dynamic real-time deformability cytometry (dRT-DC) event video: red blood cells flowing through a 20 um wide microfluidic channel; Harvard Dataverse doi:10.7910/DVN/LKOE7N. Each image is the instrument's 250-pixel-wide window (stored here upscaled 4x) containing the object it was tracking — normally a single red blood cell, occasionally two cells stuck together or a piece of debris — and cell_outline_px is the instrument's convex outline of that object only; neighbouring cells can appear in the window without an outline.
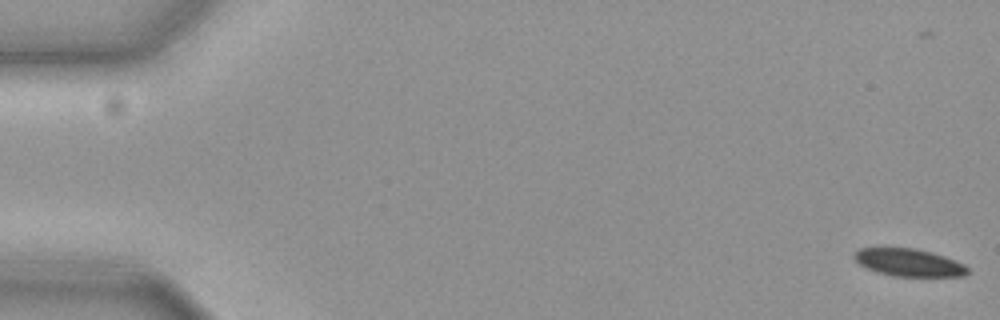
{"species": "common noctule bat (a hibernating species)", "species_latin": "Nyctalus noctula", "temperature_condition": "cold", "stored_images_in_passage": 59, "camera_frame_rate_fps": 3000, "um_per_image_px": 0.085, "animal": {"sex": "female", "body_mass_g": 19.3, "forearm_length_mm": 54.1}, "frame": {"image": 1, "passage_image": 1, "time_ms": 0.0, "image_size_px": [1000, 320], "cell_outline_px": [[972, 272], [964, 276], [892, 276], [876, 272], [860, 264], [852, 256], [860, 248], [916, 248], [932, 252], [956, 260], [964, 264]], "centroid_in_image_um": [77.3, 22.32], "position_along_channel_um": 7.7, "area_um2": 18.26}}
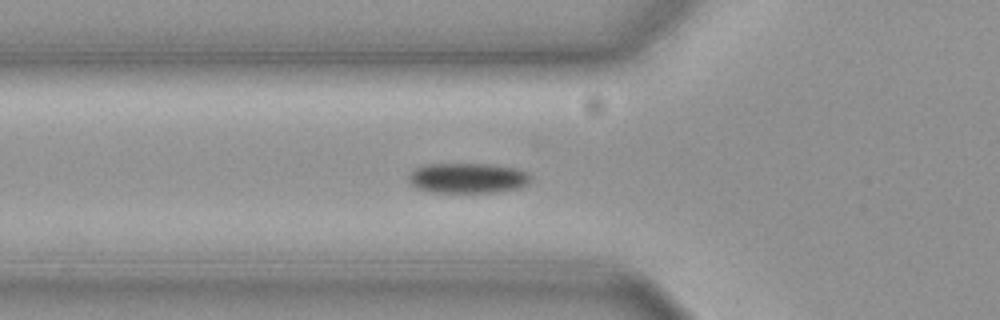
{"frame": {"image": 2, "passage_image": 21, "time_ms": 6.667, "image_size_px": [1000, 320], "cell_outline_px": [[532, 180], [528, 184], [516, 188], [496, 192], [428, 192], [416, 188], [408, 180], [408, 176], [416, 168], [428, 164], [488, 164], [516, 168], [532, 176]], "centroid_in_image_um": [39.75, 15.14], "position_along_channel_um": 86.1, "area_um2": 21.39}}
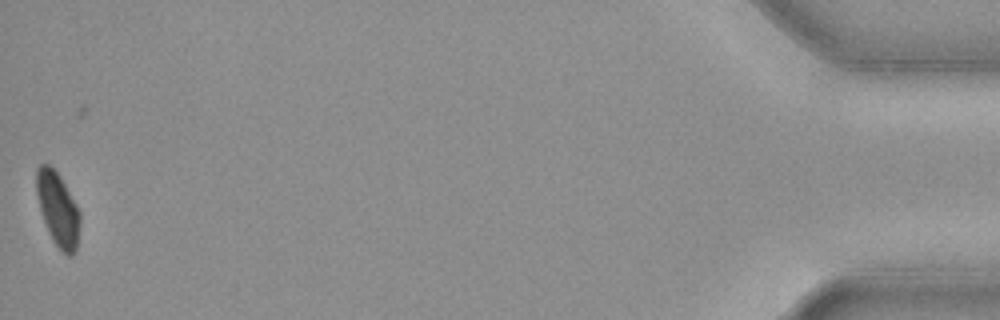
{"frame": {"image": 3, "passage_image": 58, "time_ms": 19.0, "image_size_px": [1000, 320], "cell_outline_px": [[80, 224], [76, 248], [72, 256], [68, 256], [52, 240], [48, 232], [40, 208], [36, 192], [36, 172], [40, 164], [48, 164], [60, 176], [76, 204], [80, 212]], "centroid_in_image_um": [4.92, 17.77], "position_along_channel_um": 430.3, "area_um2": 18.44}, "authors_computed_cell_mechanics": {"area_um2": 20.6924, "velocity_mm_per_s": 3.6136, "shape_relaxation_time_tau1_ms": 3.271, "shape_relaxation_time_tau2_ms": null, "deformation_change_tau1": 0.0895, "deformation_change_tau2": null}}